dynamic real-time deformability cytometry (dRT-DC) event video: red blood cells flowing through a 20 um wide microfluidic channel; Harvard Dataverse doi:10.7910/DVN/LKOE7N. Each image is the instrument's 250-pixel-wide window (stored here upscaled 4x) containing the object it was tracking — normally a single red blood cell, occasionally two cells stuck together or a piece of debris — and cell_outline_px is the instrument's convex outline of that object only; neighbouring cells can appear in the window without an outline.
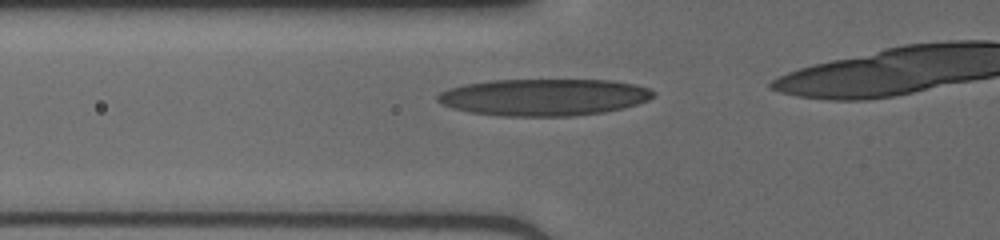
{"species": "human", "species_latin": "Homo sapiens", "temperature_condition": "cold", "stored_images_in_passage": 12, "camera_frame_rate_fps": 3000, "um_per_image_px": 0.085, "donor": {"sex": "male"}, "frame": {"image": 1, "passage_image": 7, "time_ms": 2.0, "image_size_px": [1000, 240], "cell_outline_px": [[656, 96], [648, 100], [624, 108], [604, 112], [572, 116], [500, 116], [472, 112], [452, 108], [436, 100], [436, 96], [440, 92], [448, 88], [464, 84], [492, 80], [612, 80], [636, 84], [648, 88], [656, 92]], "centroid_in_image_um": [46.26, 8.26], "position_along_channel_um": 79.5, "area_um2": 46.59}}
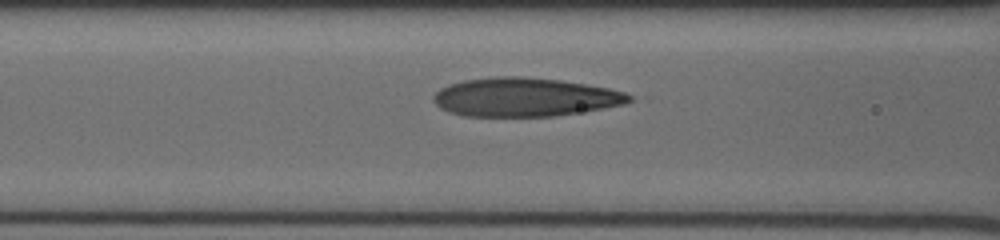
{"frame": {"image": 2, "passage_image": 10, "time_ms": 3.0, "image_size_px": [1000, 240], "cell_outline_px": [[632, 100], [624, 104], [552, 116], [464, 116], [448, 112], [440, 108], [432, 100], [432, 96], [440, 88], [448, 84], [464, 80], [496, 76], [524, 76], [560, 80], [608, 88], [624, 92], [632, 96]], "centroid_in_image_um": [44.53, 8.25], "position_along_channel_um": 122.1, "area_um2": 43.99}}